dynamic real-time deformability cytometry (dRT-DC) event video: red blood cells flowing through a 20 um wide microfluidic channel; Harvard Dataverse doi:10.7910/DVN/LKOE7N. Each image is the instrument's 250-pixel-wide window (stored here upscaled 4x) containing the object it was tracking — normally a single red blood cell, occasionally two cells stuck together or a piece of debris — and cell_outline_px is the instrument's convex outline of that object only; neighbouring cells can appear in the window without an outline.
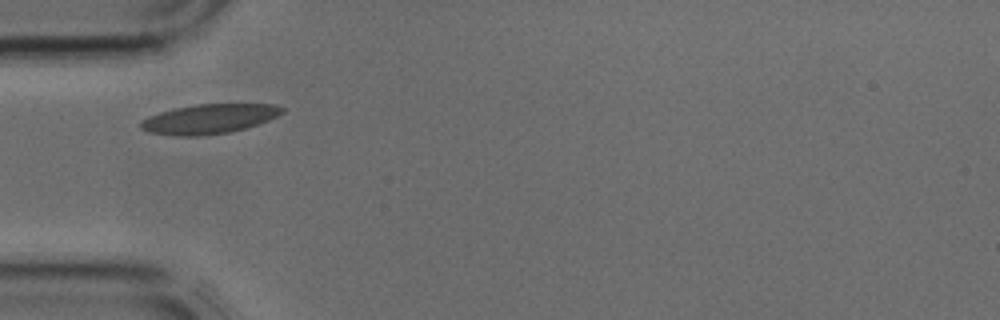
{"species": "common noctule bat (a hibernating species)", "species_latin": "Nyctalus noctula", "temperature_condition": "cold", "stored_images_in_passage": 19, "camera_frame_rate_fps": 3000, "um_per_image_px": 0.085, "animal": {"sex": "male", "body_mass_g": 17.9, "forearm_length_mm": 54.2}, "frame": {"image": 1, "passage_image": 1, "time_ms": 0.0, "image_size_px": [1000, 320], "cell_outline_px": [[284, 112], [268, 120], [232, 132], [200, 136], [176, 136], [148, 132], [140, 128], [140, 120], [148, 116], [160, 112], [176, 108], [196, 104], [276, 104], [284, 108]], "centroid_in_image_um": [17.75, 10.11], "position_along_channel_um": 67.3, "area_um2": 24.39}}